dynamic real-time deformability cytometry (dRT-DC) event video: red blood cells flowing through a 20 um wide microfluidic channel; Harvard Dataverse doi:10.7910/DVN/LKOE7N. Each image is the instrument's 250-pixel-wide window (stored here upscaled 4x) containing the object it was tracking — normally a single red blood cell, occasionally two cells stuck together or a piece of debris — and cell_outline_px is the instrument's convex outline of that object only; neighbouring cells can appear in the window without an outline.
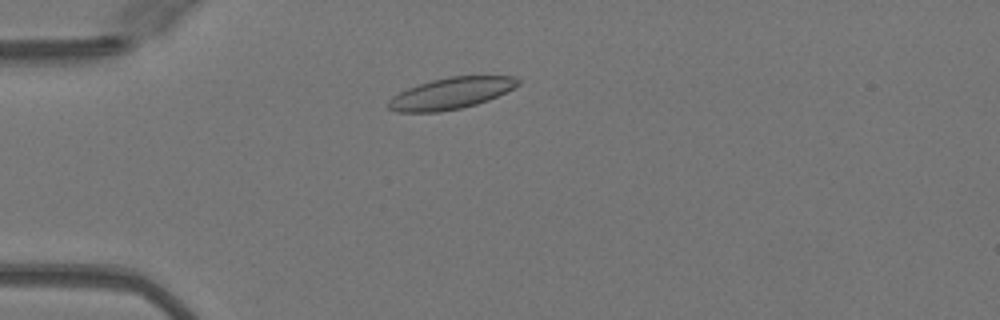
{"species": "Egyptian fruit bat (a non-hibernating species)", "species_latin": "Rousettus aegyptiacus", "temperature_condition": "warm", "stored_images_in_passage": 18, "camera_frame_rate_fps": 3000, "um_per_image_px": 0.085, "animal": {"sex": "female"}, "frame": {"image": 1, "passage_image": 4, "time_ms": 1.0, "image_size_px": [1000, 320], "cell_outline_px": [[520, 84], [488, 100], [476, 104], [460, 108], [440, 112], [396, 112], [388, 108], [388, 100], [392, 96], [408, 88], [432, 80], [448, 76], [516, 76], [520, 80]], "centroid_in_image_um": [38.31, 7.93], "position_along_channel_um": 46.7, "area_um2": 23.58}}
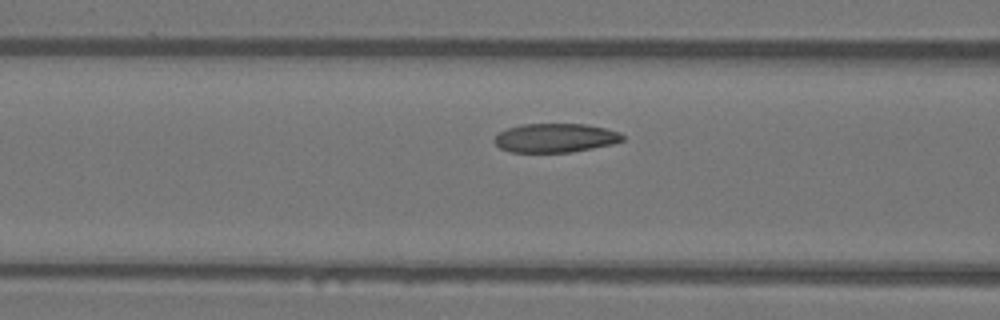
{"frame": {"image": 2, "passage_image": 11, "time_ms": 3.333, "image_size_px": [1000, 320], "cell_outline_px": [[624, 140], [612, 144], [572, 152], [512, 152], [500, 148], [492, 140], [500, 132], [508, 128], [520, 124], [588, 124], [620, 132], [624, 136]], "centroid_in_image_um": [47.21, 11.72], "position_along_channel_um": 119.4, "area_um2": 21.62}}
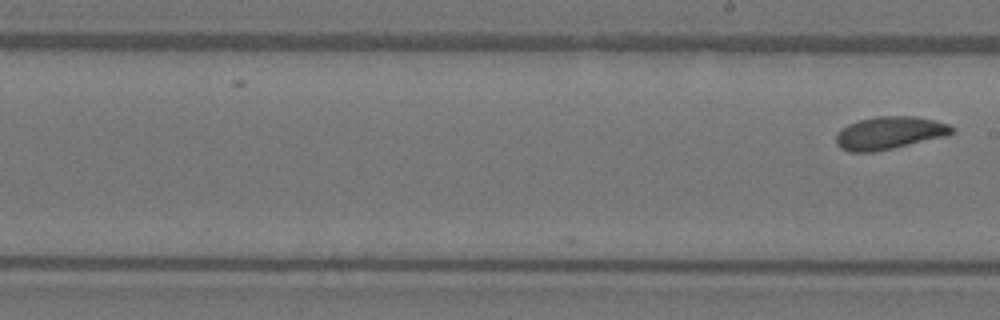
{"frame": {"image": 3, "passage_image": 18, "time_ms": 5.667, "image_size_px": [1000, 320], "cell_outline_px": [[956, 132], [944, 136], [892, 148], [872, 152], [848, 152], [840, 148], [836, 144], [836, 136], [848, 124], [860, 120], [876, 116], [916, 116], [936, 120], [948, 124], [956, 128]], "centroid_in_image_um": [75.63, 11.29], "position_along_channel_um": 213.4, "area_um2": 21.96}}